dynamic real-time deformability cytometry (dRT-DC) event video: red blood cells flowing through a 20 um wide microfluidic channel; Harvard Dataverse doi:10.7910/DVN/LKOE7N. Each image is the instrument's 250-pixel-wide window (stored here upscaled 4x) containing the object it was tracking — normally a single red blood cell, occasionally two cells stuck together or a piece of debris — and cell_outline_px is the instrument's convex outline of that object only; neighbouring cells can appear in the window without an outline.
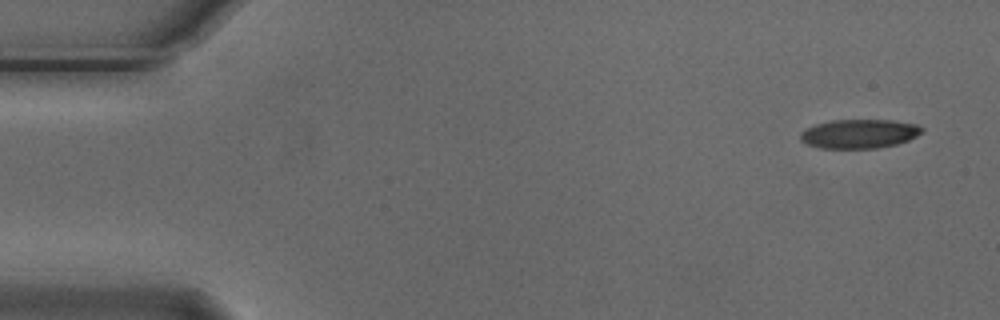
{"species": "Egyptian fruit bat (a non-hibernating species)", "species_latin": "Rousettus aegyptiacus", "temperature_condition": "cold", "stored_images_in_passage": 3, "camera_frame_rate_fps": 3000, "um_per_image_px": 0.085, "animal": {"sex": "male"}, "frame": {"image": 1, "passage_image": 1, "time_ms": 0.0, "image_size_px": [1000, 320], "cell_outline_px": [[924, 128], [916, 136], [908, 140], [896, 144], [876, 148], [820, 148], [804, 144], [800, 140], [800, 132], [816, 124], [832, 120], [892, 120], [916, 124]], "centroid_in_image_um": [73.0, 11.37], "position_along_channel_um": 12.0, "area_um2": 20.52}}